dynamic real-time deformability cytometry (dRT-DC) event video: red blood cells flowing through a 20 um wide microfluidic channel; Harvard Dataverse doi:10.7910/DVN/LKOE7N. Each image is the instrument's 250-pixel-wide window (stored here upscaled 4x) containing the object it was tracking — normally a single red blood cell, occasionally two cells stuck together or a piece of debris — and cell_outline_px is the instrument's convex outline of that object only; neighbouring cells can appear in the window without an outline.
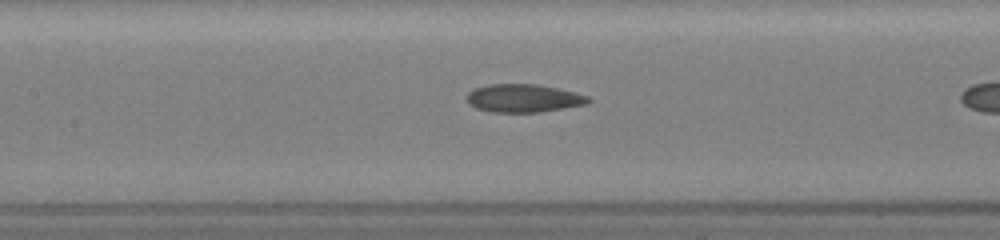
{"species": "common noctule bat (a hibernating species)", "species_latin": "Nyctalus noctula", "temperature_condition": "room temperature", "stored_images_in_passage": 12, "camera_frame_rate_fps": 3000, "um_per_image_px": 0.085, "animal": {"sex": "female", "body_mass_g": 19.5, "forearm_length_mm": 54.1}, "frame": {"image": 1, "passage_image": 10, "time_ms": 2.333, "image_size_px": [1000, 240], "cell_outline_px": [[592, 100], [588, 104], [540, 112], [492, 112], [476, 108], [468, 104], [468, 92], [476, 88], [488, 84], [536, 84], [556, 88], [588, 96]], "centroid_in_image_um": [44.5, 8.35], "position_along_channel_um": 162.9, "area_um2": 19.77}}